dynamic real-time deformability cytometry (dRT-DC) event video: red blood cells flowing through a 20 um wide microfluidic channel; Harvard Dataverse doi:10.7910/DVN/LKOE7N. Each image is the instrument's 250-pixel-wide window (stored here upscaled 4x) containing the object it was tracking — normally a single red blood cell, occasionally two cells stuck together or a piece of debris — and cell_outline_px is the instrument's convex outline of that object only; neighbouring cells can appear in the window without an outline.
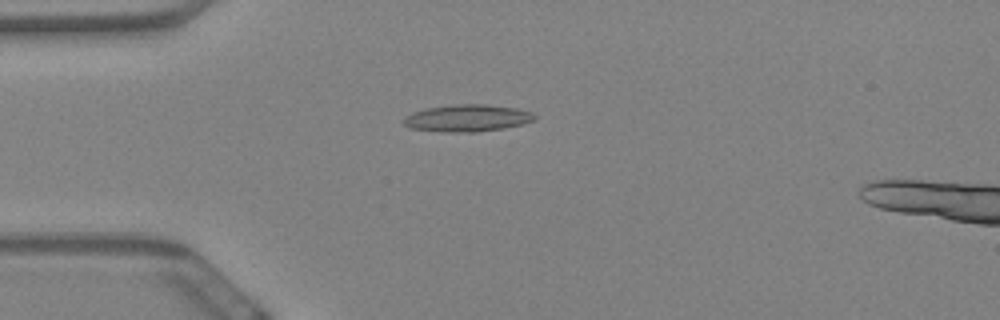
{"species": "Egyptian fruit bat (a non-hibernating species)", "species_latin": "Rousettus aegyptiacus", "temperature_condition": "warm", "stored_images_in_passage": 61, "camera_frame_rate_fps": 3000, "um_per_image_px": 0.085, "animal": {"sex": "female"}, "frame": {"image": 1, "passage_image": 16, "time_ms": 5.0, "image_size_px": [1000, 320], "cell_outline_px": [[536, 120], [524, 124], [504, 128], [476, 132], [444, 132], [408, 128], [400, 120], [404, 116], [412, 112], [424, 108], [456, 104], [488, 104], [516, 108], [532, 112], [536, 116]], "centroid_in_image_um": [39.69, 10.04], "position_along_channel_um": 45.3, "area_um2": 21.04}}
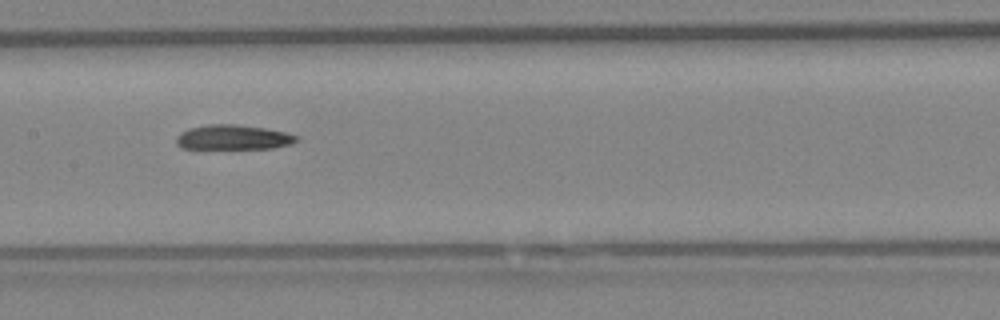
{"frame": {"image": 2, "passage_image": 30, "time_ms": 9.667, "image_size_px": [1000, 320], "cell_outline_px": [[300, 136], [292, 144], [272, 148], [180, 148], [176, 144], [176, 136], [180, 132], [188, 128], [208, 124], [236, 124], [264, 128], [284, 132]], "centroid_in_image_um": [19.79, 11.66], "position_along_channel_um": 187.6, "area_um2": 17.34}}
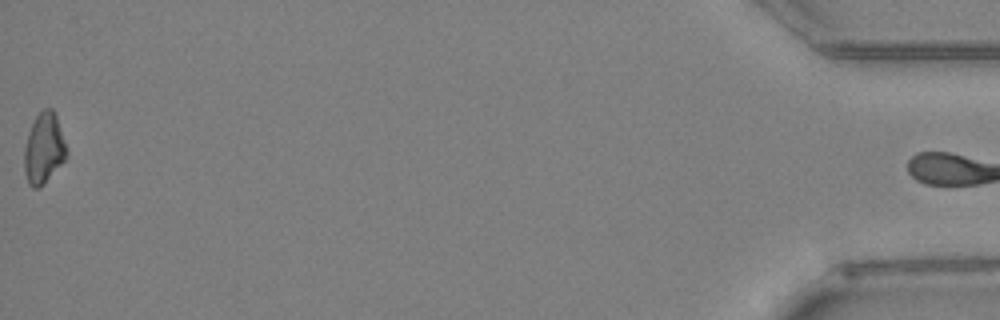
{"frame": {"image": 3, "passage_image": 60, "time_ms": 19.667, "image_size_px": [1000, 320], "cell_outline_px": [[68, 156], [40, 188], [32, 188], [28, 184], [24, 172], [24, 148], [28, 132], [36, 116], [44, 108], [52, 108], [56, 116], [68, 152]], "centroid_in_image_um": [3.71, 12.64], "position_along_channel_um": 431.5, "area_um2": 17.4}}